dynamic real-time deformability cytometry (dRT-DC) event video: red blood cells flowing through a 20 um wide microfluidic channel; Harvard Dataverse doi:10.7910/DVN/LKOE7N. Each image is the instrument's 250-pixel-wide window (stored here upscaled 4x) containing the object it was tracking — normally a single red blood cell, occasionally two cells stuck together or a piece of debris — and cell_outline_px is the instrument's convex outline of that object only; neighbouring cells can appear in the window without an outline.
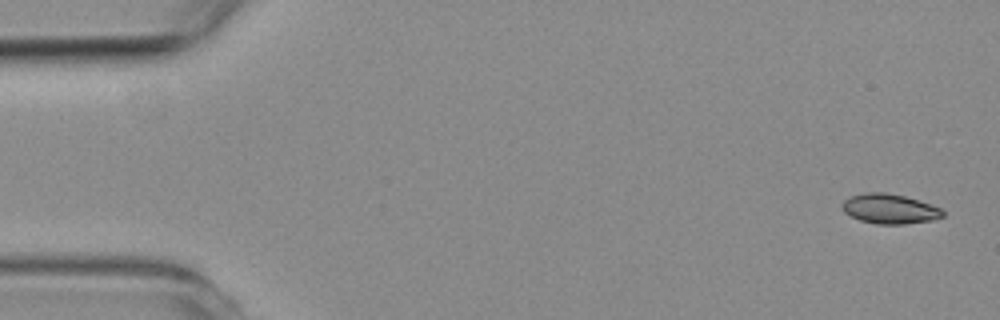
{"species": "common noctule bat (a hibernating species)", "species_latin": "Nyctalus noctula", "temperature_condition": "room temperature", "stored_images_in_passage": 5, "camera_frame_rate_fps": 3000, "um_per_image_px": 0.085, "animal": {"sex": "female", "body_mass_g": 19.3, "forearm_length_mm": 54.1}, "frame": {"image": 1, "passage_image": 1, "time_ms": 0.0, "image_size_px": [1000, 320], "cell_outline_px": [[944, 216], [932, 220], [904, 224], [876, 224], [860, 220], [844, 212], [840, 208], [840, 204], [844, 200], [852, 196], [864, 192], [884, 192], [904, 196], [940, 208], [944, 212]], "centroid_in_image_um": [75.57, 17.75], "position_along_channel_um": 9.4, "area_um2": 17.34}}
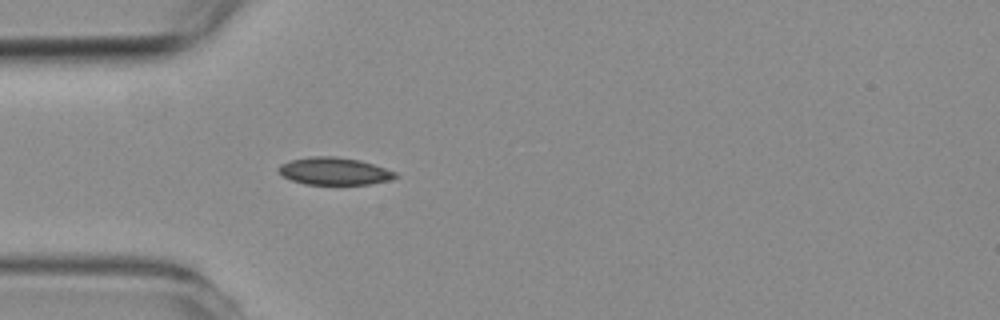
{"frame": {"image": 2, "passage_image": 5, "time_ms": 4.667, "image_size_px": [1000, 320], "cell_outline_px": [[400, 176], [388, 180], [368, 184], [304, 184], [292, 180], [276, 172], [276, 168], [280, 164], [292, 160], [312, 156], [336, 156], [360, 160], [396, 172]], "centroid_in_image_um": [28.38, 14.54], "position_along_channel_um": 56.6, "area_um2": 18.61}}